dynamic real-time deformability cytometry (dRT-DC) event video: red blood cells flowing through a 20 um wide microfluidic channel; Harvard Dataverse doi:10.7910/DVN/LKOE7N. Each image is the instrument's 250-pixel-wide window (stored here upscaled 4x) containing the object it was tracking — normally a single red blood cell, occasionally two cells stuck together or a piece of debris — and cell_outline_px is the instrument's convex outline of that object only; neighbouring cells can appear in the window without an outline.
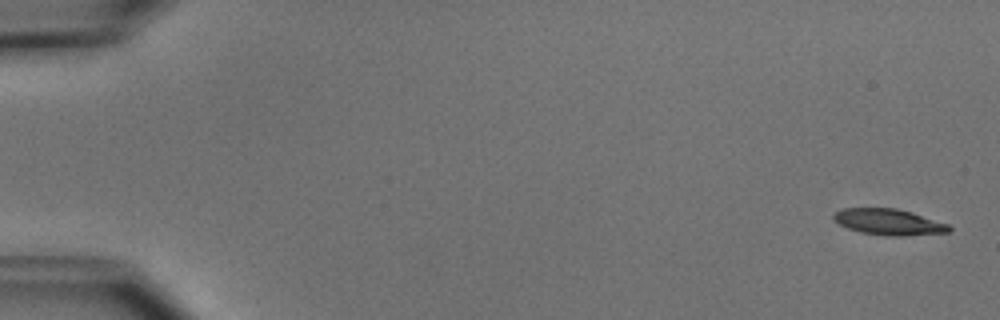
{"species": "common noctule bat (a hibernating species)", "species_latin": "Nyctalus noctula", "temperature_condition": "cold", "stored_images_in_passage": 5, "camera_frame_rate_fps": 3000, "um_per_image_px": 0.085, "animal": {"sex": "male", "body_mass_g": 15.6}, "frame": {"image": 1, "passage_image": 1, "time_ms": 0.0, "image_size_px": [1000, 320], "cell_outline_px": [[952, 228], [948, 232], [904, 236], [888, 236], [860, 232], [848, 228], [840, 224], [832, 216], [836, 212], [844, 208], [896, 208], [912, 212], [948, 224]], "centroid_in_image_um": [75.56, 18.87], "position_along_channel_um": 9.4, "area_um2": 17.4}}